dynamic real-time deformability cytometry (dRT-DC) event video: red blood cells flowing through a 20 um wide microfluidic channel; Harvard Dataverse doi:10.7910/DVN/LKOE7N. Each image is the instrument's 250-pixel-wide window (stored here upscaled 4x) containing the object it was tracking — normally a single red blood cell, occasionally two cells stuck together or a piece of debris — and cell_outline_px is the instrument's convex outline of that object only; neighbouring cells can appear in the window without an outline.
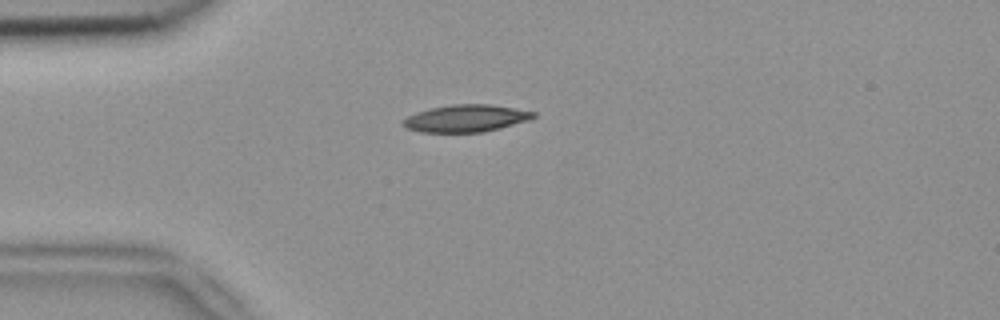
{"species": "common noctule bat (a hibernating species)", "species_latin": "Nyctalus noctula", "temperature_condition": "room temperature", "stored_images_in_passage": 4, "camera_frame_rate_fps": 3000, "um_per_image_px": 0.085, "animal": {"sex": "female", "body_mass_g": 18.4}, "frame": {"image": 1, "passage_image": 1, "time_ms": 0.0, "image_size_px": [1000, 320], "cell_outline_px": [[536, 116], [528, 120], [500, 128], [484, 132], [420, 132], [408, 128], [400, 124], [400, 120], [416, 112], [432, 108], [452, 104], [488, 104], [536, 112]], "centroid_in_image_um": [39.56, 10.06], "position_along_channel_um": 45.4, "area_um2": 20.58}}